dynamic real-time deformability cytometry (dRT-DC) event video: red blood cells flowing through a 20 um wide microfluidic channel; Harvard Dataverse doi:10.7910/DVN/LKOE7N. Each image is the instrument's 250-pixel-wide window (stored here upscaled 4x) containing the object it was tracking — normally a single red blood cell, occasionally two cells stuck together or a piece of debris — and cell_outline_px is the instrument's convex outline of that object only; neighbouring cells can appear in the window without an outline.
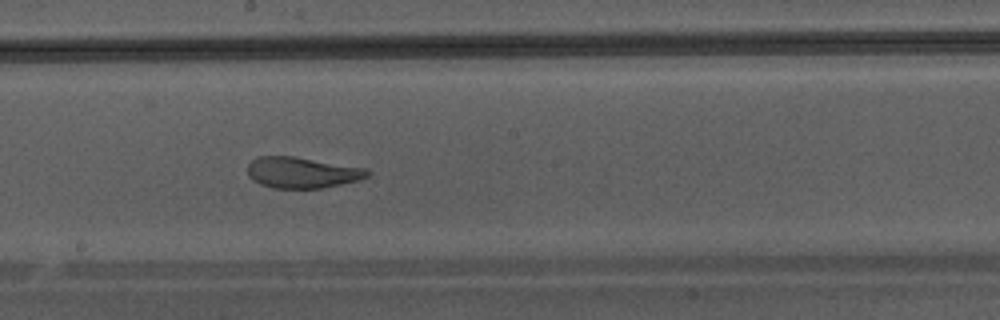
{"species": "Egyptian fruit bat (a non-hibernating species)", "species_latin": "Rousettus aegyptiacus", "temperature_condition": "warm", "stored_images_in_passage": 47, "camera_frame_rate_fps": 3000, "um_per_image_px": 0.085, "animal": {"sex": "male"}, "frame": {"image": 1, "passage_image": 27, "time_ms": 8.667, "image_size_px": [1000, 320], "cell_outline_px": [[372, 172], [368, 176], [360, 180], [324, 188], [272, 188], [260, 184], [252, 180], [248, 176], [248, 164], [256, 156], [296, 156], [368, 168]], "centroid_in_image_um": [25.7, 14.66], "position_along_channel_um": 222.5, "area_um2": 22.08}}